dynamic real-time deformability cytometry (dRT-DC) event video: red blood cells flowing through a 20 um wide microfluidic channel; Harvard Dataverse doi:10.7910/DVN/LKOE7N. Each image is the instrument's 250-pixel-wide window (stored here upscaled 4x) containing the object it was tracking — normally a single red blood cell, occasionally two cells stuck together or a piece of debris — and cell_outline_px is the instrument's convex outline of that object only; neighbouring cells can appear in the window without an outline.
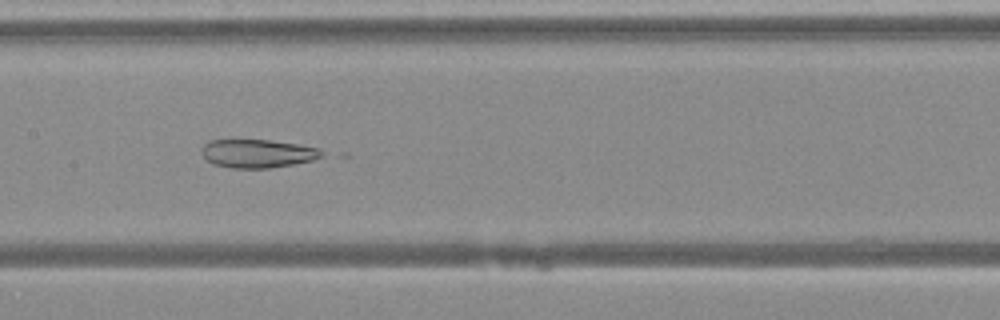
{"species": "Egyptian fruit bat (a non-hibernating species)", "species_latin": "Rousettus aegyptiacus", "temperature_condition": "warm", "stored_images_in_passage": 30, "camera_frame_rate_fps": 3000, "um_per_image_px": 0.085, "animal": {"sex": "female"}, "frame": {"image": 1, "passage_image": 12, "time_ms": 3.667, "image_size_px": [1000, 320], "cell_outline_px": [[328, 152], [324, 156], [312, 160], [292, 164], [268, 168], [228, 168], [212, 164], [200, 152], [200, 148], [208, 140], [272, 140], [320, 148]], "centroid_in_image_um": [21.9, 13.04], "position_along_channel_um": 185.5, "area_um2": 20.11}}
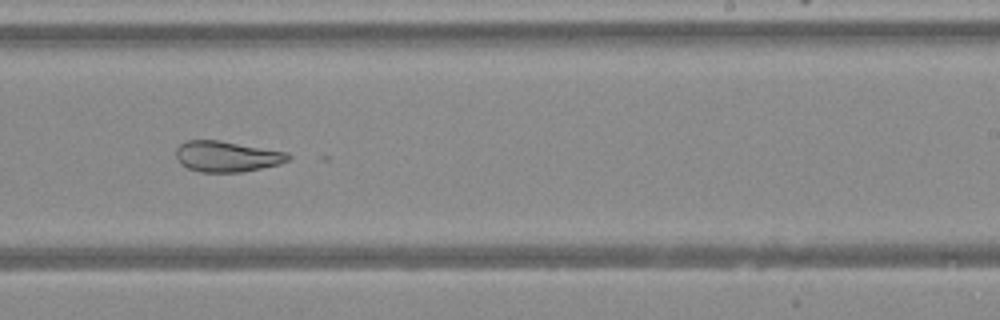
{"frame": {"image": 2, "passage_image": 18, "time_ms": 5.667, "image_size_px": [1000, 320], "cell_outline_px": [[292, 156], [288, 160], [280, 164], [240, 172], [200, 172], [188, 168], [180, 164], [176, 156], [176, 148], [180, 144], [188, 140], [220, 140], [288, 152]], "centroid_in_image_um": [19.28, 13.29], "position_along_channel_um": 269.7, "area_um2": 20.17}}
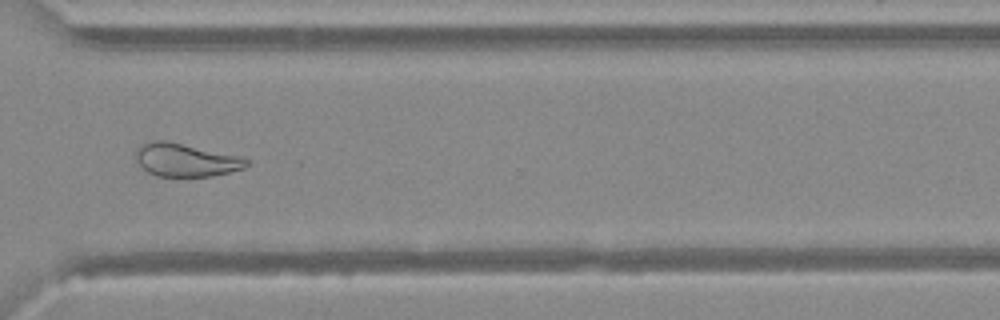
{"frame": {"image": 3, "passage_image": 24, "time_ms": 7.667, "image_size_px": [1000, 320], "cell_outline_px": [[248, 164], [244, 168], [212, 176], [156, 176], [148, 172], [136, 160], [136, 148], [140, 144], [152, 140], [168, 140], [244, 156], [248, 160]], "centroid_in_image_um": [15.8, 13.57], "position_along_channel_um": 354.8, "area_um2": 21.68}}